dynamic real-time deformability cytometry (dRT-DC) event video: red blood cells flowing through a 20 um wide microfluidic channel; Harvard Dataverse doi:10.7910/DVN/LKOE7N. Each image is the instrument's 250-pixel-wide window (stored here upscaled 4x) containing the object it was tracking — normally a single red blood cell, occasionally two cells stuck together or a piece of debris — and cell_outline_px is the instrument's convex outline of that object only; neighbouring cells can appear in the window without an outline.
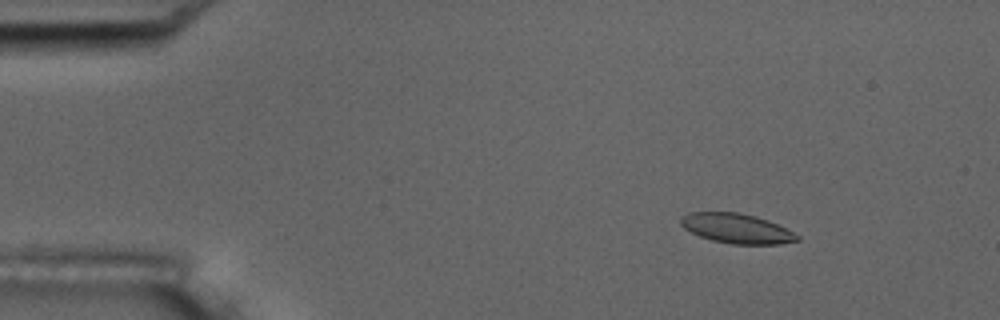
{"species": "common noctule bat (a hibernating species)", "species_latin": "Nyctalus noctula", "temperature_condition": "room temperature", "stored_images_in_passage": 7, "camera_frame_rate_fps": 3000, "um_per_image_px": 0.085, "animal": {"sex": "male", "body_mass_g": 17.5, "forearm_length_mm": 52.3}, "frame": {"image": 1, "passage_image": 3, "time_ms": 2.333, "image_size_px": [1000, 320], "cell_outline_px": [[800, 240], [780, 244], [732, 244], [712, 240], [700, 236], [684, 228], [680, 224], [680, 216], [688, 212], [740, 212], [756, 216], [768, 220], [800, 236]], "centroid_in_image_um": [62.59, 19.41], "position_along_channel_um": 22.4, "area_um2": 20.17}}
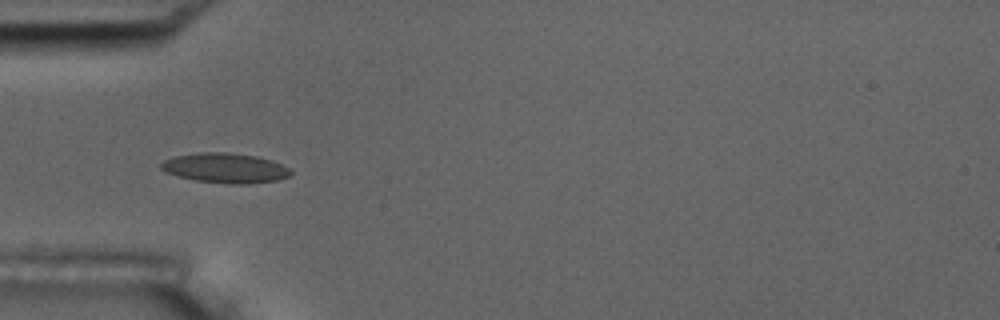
{"frame": {"image": 2, "passage_image": 6, "time_ms": 5.667, "image_size_px": [1000, 320], "cell_outline_px": [[292, 172], [288, 176], [276, 180], [248, 184], [228, 184], [196, 180], [164, 172], [160, 168], [160, 164], [164, 160], [176, 156], [200, 152], [224, 152], [256, 156], [272, 160], [288, 168]], "centroid_in_image_um": [19.12, 14.28], "position_along_channel_um": 65.9, "area_um2": 22.37}}